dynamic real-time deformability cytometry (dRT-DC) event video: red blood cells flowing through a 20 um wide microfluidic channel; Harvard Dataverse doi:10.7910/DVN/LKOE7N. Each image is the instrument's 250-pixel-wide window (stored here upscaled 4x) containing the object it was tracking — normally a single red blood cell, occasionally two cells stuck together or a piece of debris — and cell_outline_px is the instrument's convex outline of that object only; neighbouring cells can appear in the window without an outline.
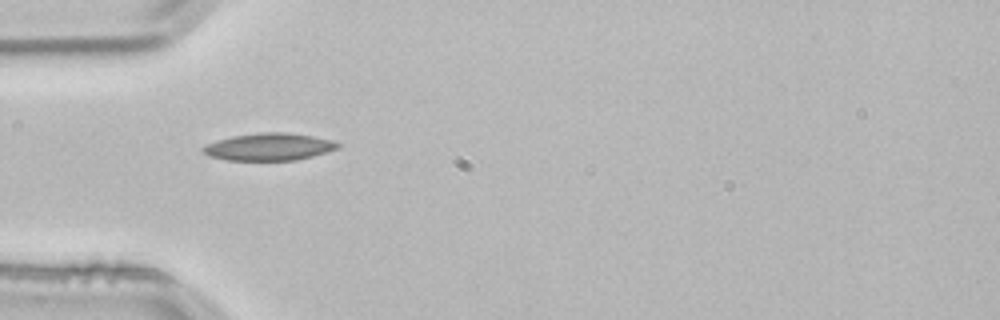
{"species": "common noctule bat (a hibernating species)", "species_latin": "Nyctalus noctula", "temperature_condition": "room temperature", "stored_images_in_passage": 3, "camera_frame_rate_fps": 3000, "um_per_image_px": 0.085, "animal": {"sex": "male", "body_mass_g": 21.5, "forearm_length_mm": 52.0}, "frame": {"image": 1, "passage_image": 3, "time_ms": 0.667, "image_size_px": [1000, 320], "cell_outline_px": [[340, 144], [336, 148], [312, 156], [296, 160], [228, 160], [208, 156], [204, 152], [204, 148], [208, 144], [232, 136], [256, 132], [288, 132], [312, 136], [332, 140]], "centroid_in_image_um": [22.87, 12.47], "position_along_channel_um": 62.1, "area_um2": 21.1}}